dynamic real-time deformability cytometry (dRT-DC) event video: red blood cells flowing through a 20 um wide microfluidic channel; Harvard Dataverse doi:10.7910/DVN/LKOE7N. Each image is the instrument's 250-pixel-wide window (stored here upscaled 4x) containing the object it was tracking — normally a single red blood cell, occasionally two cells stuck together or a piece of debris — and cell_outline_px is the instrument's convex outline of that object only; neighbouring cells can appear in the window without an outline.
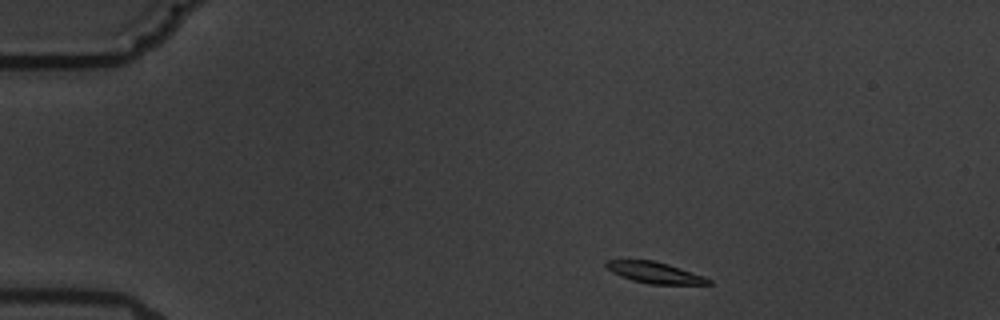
{"species": "common noctule bat (a hibernating species)", "species_latin": "Nyctalus noctula", "temperature_condition": "warm", "stored_images_in_passage": 4, "camera_frame_rate_fps": 3000, "um_per_image_px": 0.085, "animal": {"sex": "male", "body_mass_g": 19.5, "forearm_length_mm": 54.6}, "frame": {"image": 1, "passage_image": 1, "time_ms": 0.0, "image_size_px": [1000, 320], "cell_outline_px": [[712, 284], [648, 284], [632, 280], [620, 276], [612, 272], [604, 264], [608, 260], [652, 260], [668, 264], [704, 276], [712, 280]], "centroid_in_image_um": [55.66, 23.18], "position_along_channel_um": 29.3, "area_um2": 12.54}}